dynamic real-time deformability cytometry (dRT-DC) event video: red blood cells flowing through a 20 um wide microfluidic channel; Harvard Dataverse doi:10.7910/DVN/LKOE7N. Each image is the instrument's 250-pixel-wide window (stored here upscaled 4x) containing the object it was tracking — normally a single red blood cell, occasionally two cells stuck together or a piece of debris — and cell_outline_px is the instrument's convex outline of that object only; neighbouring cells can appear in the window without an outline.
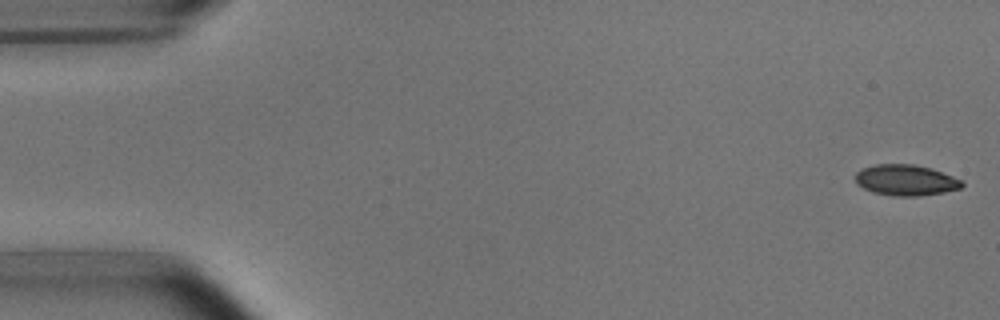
{"species": "common noctule bat (a hibernating species)", "species_latin": "Nyctalus noctula", "temperature_condition": "room temperature", "stored_images_in_passage": 6, "segment_of_instrument_passage": [2, 2], "camera_frame_rate_fps": 3000, "um_per_image_px": 0.085, "animal": {"sex": "male", "body_mass_g": 15.6}, "frame": {"image": 1, "passage_image": 6, "time_ms": 6.0, "image_size_px": [1000, 320], "cell_outline_px": [[964, 184], [960, 188], [944, 192], [920, 196], [892, 196], [872, 192], [856, 184], [856, 172], [864, 168], [876, 164], [912, 164], [932, 168], [952, 176], [960, 180]], "centroid_in_image_um": [76.98, 15.32], "position_along_channel_um": 8.0, "area_um2": 19.13}}